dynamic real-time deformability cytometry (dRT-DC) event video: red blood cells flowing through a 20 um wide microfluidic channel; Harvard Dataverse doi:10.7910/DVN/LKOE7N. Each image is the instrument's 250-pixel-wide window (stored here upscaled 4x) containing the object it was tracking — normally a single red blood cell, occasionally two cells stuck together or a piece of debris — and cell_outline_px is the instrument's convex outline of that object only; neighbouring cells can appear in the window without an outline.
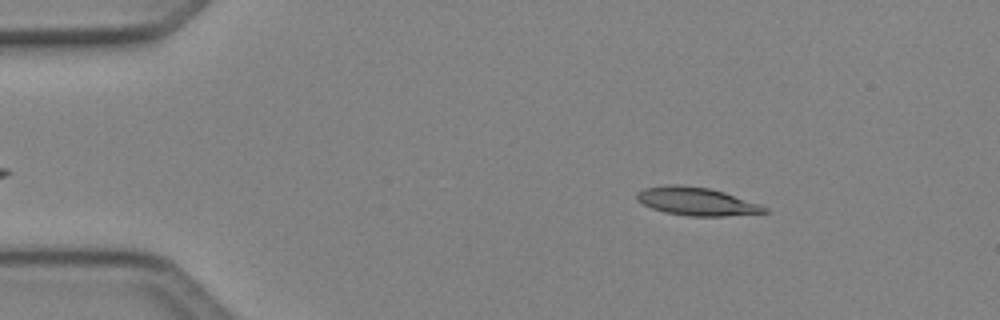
{"species": "Egyptian fruit bat (a non-hibernating species)", "species_latin": "Rousettus aegyptiacus", "temperature_condition": "cold", "stored_images_in_passage": 48, "camera_frame_rate_fps": 3000, "um_per_image_px": 0.085, "animal": {"sex": "female"}, "frame": {"image": 1, "passage_image": 7, "time_ms": 2.0, "image_size_px": [1000, 320], "cell_outline_px": [[768, 212], [724, 216], [688, 216], [664, 212], [652, 208], [636, 200], [636, 192], [644, 188], [668, 184], [680, 184], [708, 188], [724, 192], [760, 204], [768, 208]], "centroid_in_image_um": [59.18, 17.11], "position_along_channel_um": 25.8, "area_um2": 20.92}}
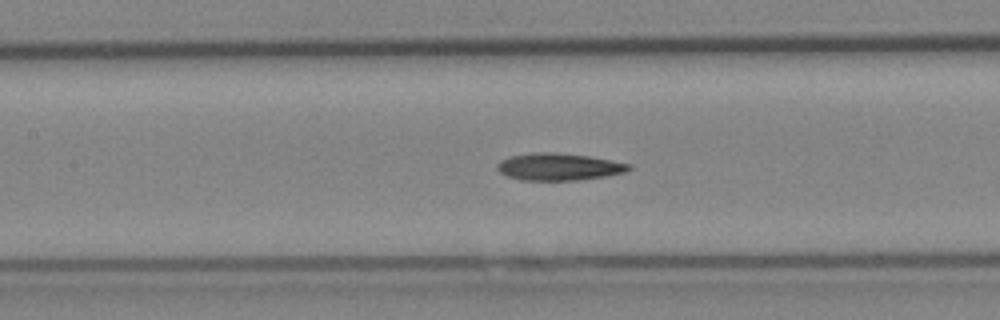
{"frame": {"image": 2, "passage_image": 22, "time_ms": 7.0, "image_size_px": [1000, 320], "cell_outline_px": [[632, 168], [624, 172], [604, 176], [580, 180], [520, 180], [508, 176], [500, 172], [496, 168], [496, 164], [500, 160], [508, 156], [536, 152], [556, 152], [588, 156], [612, 160], [632, 164]], "centroid_in_image_um": [47.48, 14.17], "position_along_channel_um": 159.9, "area_um2": 20.92}}
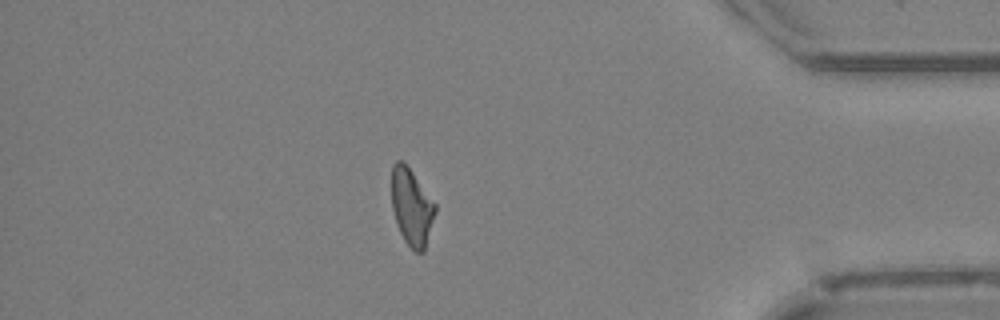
{"frame": {"image": 3, "passage_image": 42, "time_ms": 13.667, "image_size_px": [1000, 320], "cell_outline_px": [[436, 212], [424, 252], [416, 252], [404, 240], [396, 224], [392, 208], [392, 164], [396, 160], [404, 160], [436, 204]], "centroid_in_image_um": [34.99, 17.57], "position_along_channel_um": 400.2, "area_um2": 19.65}, "authors_computed_cell_mechanics": {"area_um2": 20.3167, "velocity_mm_per_s": 4.1343, "shape_relaxation_time_tau1_ms": 9.1687, "shape_relaxation_time_tau2_ms": null, "deformation_change_tau1": 0.231, "deformation_change_tau2": null}}